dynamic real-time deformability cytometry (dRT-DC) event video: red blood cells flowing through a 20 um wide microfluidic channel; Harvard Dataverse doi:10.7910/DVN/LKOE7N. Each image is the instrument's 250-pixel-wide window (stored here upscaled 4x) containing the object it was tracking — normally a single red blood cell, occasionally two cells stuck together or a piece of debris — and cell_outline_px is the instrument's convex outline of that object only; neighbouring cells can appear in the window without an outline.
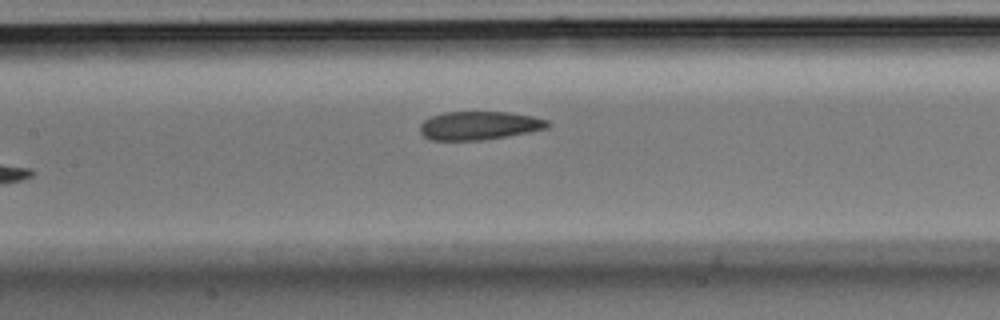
{"species": "Egyptian fruit bat (a non-hibernating species)", "species_latin": "Rousettus aegyptiacus", "temperature_condition": "room temperature", "stored_images_in_passage": 7, "camera_frame_rate_fps": 3000, "um_per_image_px": 0.085, "animal": {"sex": "male"}, "frame": {"image": 1, "passage_image": 7, "time_ms": 2.0, "image_size_px": [1000, 320], "cell_outline_px": [[552, 124], [548, 128], [528, 132], [480, 140], [432, 140], [424, 136], [420, 132], [420, 124], [424, 120], [432, 116], [444, 112], [508, 112], [532, 116], [548, 120]], "centroid_in_image_um": [40.73, 10.66], "position_along_channel_um": 166.7, "area_um2": 21.04}}